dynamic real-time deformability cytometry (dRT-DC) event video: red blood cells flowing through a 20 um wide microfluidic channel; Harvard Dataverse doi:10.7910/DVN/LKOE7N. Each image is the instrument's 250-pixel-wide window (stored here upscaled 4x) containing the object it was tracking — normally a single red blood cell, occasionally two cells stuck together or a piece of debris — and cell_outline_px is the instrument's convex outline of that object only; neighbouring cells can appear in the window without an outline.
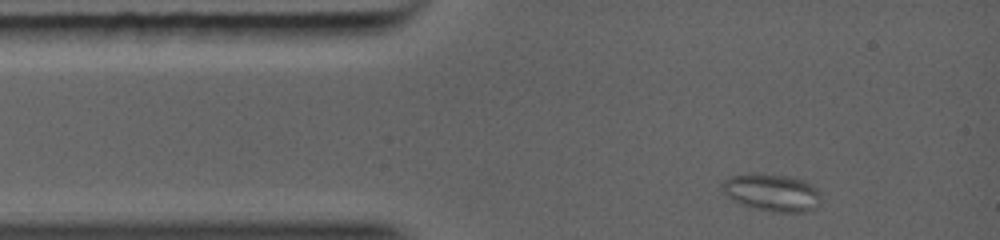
{"species": "common noctule bat (a hibernating species)", "species_latin": "Nyctalus noctula", "temperature_condition": "warm", "stored_images_in_passage": 19, "camera_frame_rate_fps": 5000, "um_per_image_px": 0.085, "animal": {"sex": "female", "body_mass_g": 19.0, "forearm_length_mm": 56.7}, "frame": {"image": 1, "passage_image": 1, "time_ms": 0.0, "image_size_px": [1000, 240], "cell_outline_px": [[820, 204], [816, 208], [804, 212], [772, 212], [756, 208], [732, 200], [720, 188], [720, 184], [724, 180], [732, 176], [784, 176], [804, 180], [816, 188], [820, 192]], "centroid_in_image_um": [65.66, 16.41], "position_along_channel_um": 19.3, "area_um2": 20.81}}
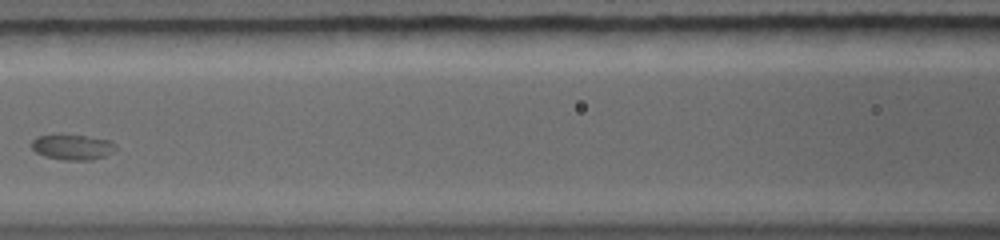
{"frame": {"image": 2, "passage_image": 7, "time_ms": 4.0, "image_size_px": [1000, 240], "cell_outline_px": [[116, 148], [112, 152], [104, 156], [92, 160], [64, 160], [44, 156], [36, 152], [32, 148], [32, 140], [36, 136], [88, 136], [112, 140], [116, 144]], "centroid_in_image_um": [6.2, 12.52], "position_along_channel_um": 160.4, "area_um2": 12.25}}
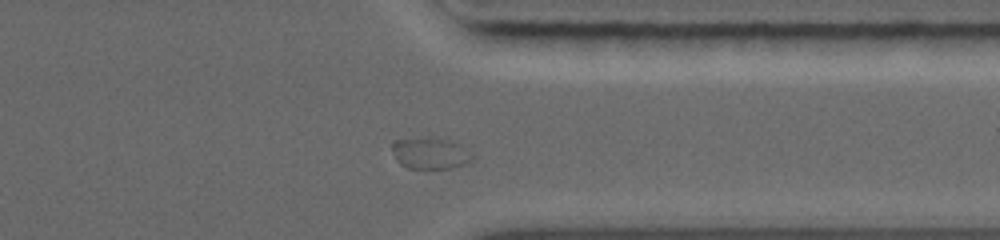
{"frame": {"image": 3, "passage_image": 17, "time_ms": 8.8, "image_size_px": [1000, 240], "cell_outline_px": [[472, 160], [464, 164], [452, 168], [408, 168], [400, 164], [396, 160], [392, 148], [392, 140], [452, 140], [460, 144], [472, 152]], "centroid_in_image_um": [36.6, 13.07], "position_along_channel_um": 374.8, "area_um2": 14.16}}